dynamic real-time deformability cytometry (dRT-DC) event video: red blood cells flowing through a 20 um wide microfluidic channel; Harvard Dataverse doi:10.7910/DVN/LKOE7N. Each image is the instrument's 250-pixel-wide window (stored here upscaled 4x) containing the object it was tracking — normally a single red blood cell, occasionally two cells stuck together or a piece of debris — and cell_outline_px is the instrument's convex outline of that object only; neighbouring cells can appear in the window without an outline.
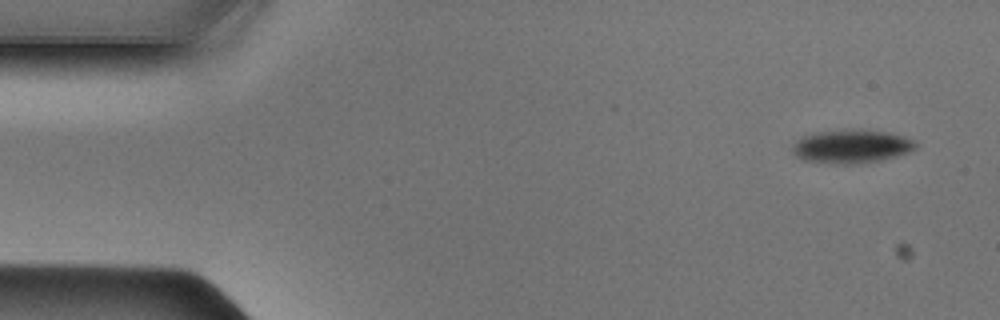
{"species": "Egyptian fruit bat (a non-hibernating species)", "species_latin": "Rousettus aegyptiacus", "temperature_condition": "cold", "stored_images_in_passage": 44, "camera_frame_rate_fps": 3000, "um_per_image_px": 0.085, "animal": {"sex": "male"}, "frame": {"image": 1, "passage_image": 1, "time_ms": 0.0, "image_size_px": [1000, 320], "cell_outline_px": [[920, 144], [916, 148], [908, 152], [896, 156], [880, 160], [852, 164], [840, 164], [804, 160], [796, 156], [792, 152], [792, 148], [796, 140], [804, 136], [816, 132], [888, 132], [904, 136]], "centroid_in_image_um": [72.39, 12.48], "position_along_channel_um": 12.6, "area_um2": 23.12}}
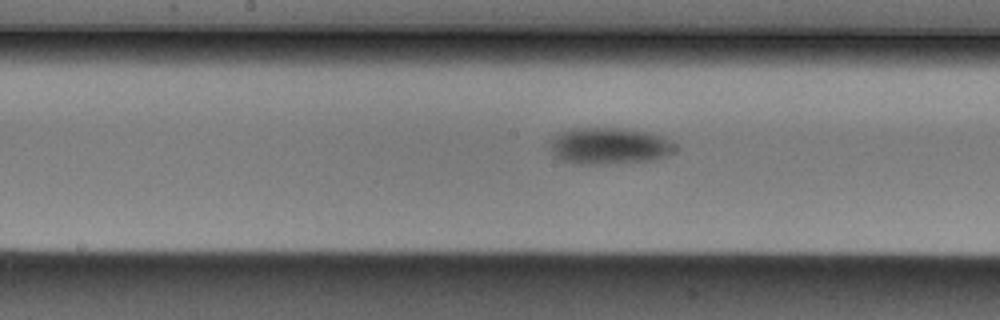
{"frame": {"image": 2, "passage_image": 22, "time_ms": 7.0, "image_size_px": [1000, 320], "cell_outline_px": [[672, 152], [668, 156], [656, 160], [616, 164], [576, 164], [560, 160], [556, 156], [548, 144], [548, 140], [552, 136], [568, 128], [624, 128], [652, 132], [664, 136], [668, 140]], "centroid_in_image_um": [51.72, 12.4], "position_along_channel_um": 196.5, "area_um2": 27.17}}
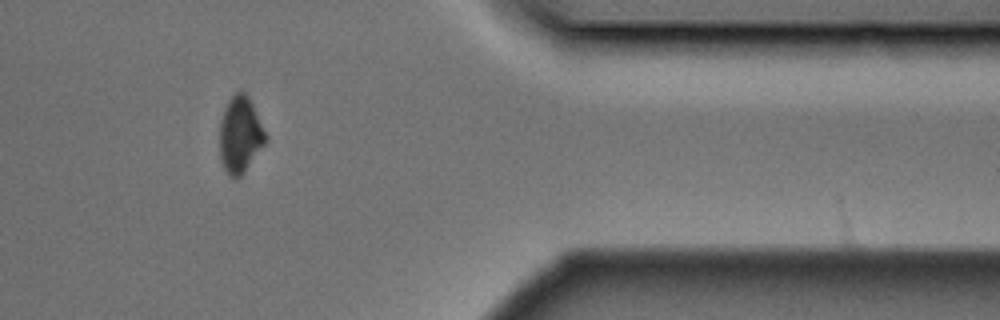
{"frame": {"image": 3, "passage_image": 38, "time_ms": 12.333, "image_size_px": [1000, 320], "cell_outline_px": [[268, 140], [244, 172], [236, 180], [228, 176], [220, 160], [220, 120], [228, 100], [236, 92], [244, 92], [248, 96], [268, 136]], "centroid_in_image_um": [20.42, 11.49], "position_along_channel_um": 391.0, "area_um2": 20.52}}